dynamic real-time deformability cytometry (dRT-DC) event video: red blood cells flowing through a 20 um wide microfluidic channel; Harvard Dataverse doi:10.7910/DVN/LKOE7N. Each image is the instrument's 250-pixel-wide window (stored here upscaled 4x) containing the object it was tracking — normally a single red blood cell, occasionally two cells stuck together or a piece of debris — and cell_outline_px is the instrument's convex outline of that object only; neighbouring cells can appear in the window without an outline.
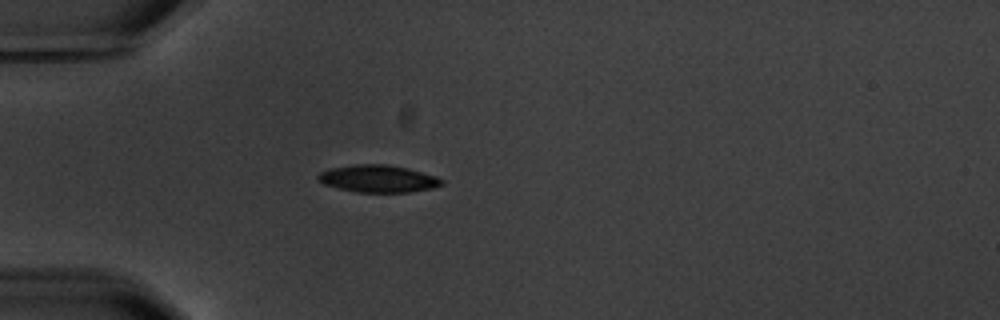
{"species": "common noctule bat (a hibernating species)", "species_latin": "Nyctalus noctula", "temperature_condition": "warm", "stored_images_in_passage": 5, "camera_frame_rate_fps": 3000, "um_per_image_px": 0.085, "animal": {"sex": "male", "body_mass_g": 20.1, "forearm_length_mm": 53.5}, "frame": {"image": 1, "passage_image": 4, "time_ms": 5.333, "image_size_px": [1000, 320], "cell_outline_px": [[444, 184], [432, 188], [408, 192], [356, 192], [324, 184], [316, 180], [316, 176], [320, 172], [328, 168], [352, 164], [384, 164], [408, 168], [436, 176], [444, 180]], "centroid_in_image_um": [32.11, 15.18], "position_along_channel_um": 52.9, "area_um2": 19.77}}